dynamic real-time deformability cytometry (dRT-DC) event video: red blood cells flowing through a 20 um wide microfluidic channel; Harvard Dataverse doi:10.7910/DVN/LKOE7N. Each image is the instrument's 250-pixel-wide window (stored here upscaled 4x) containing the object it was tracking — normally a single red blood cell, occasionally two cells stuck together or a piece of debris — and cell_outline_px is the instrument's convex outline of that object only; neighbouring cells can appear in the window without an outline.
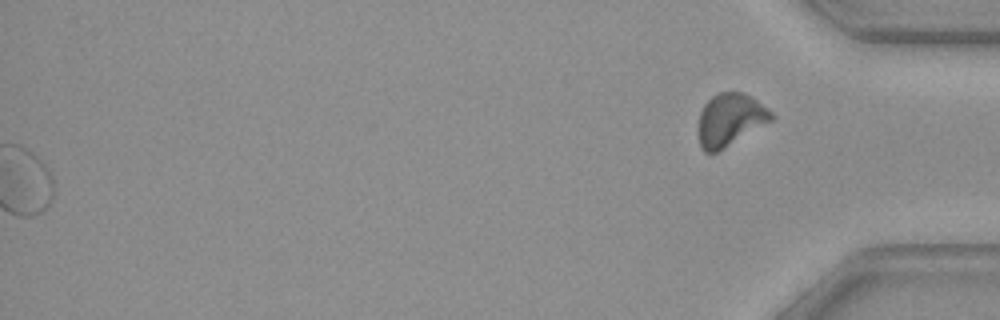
{"species": "common noctule bat (a hibernating species)", "species_latin": "Nyctalus noctula", "temperature_condition": "warm", "stored_images_in_passage": 39, "camera_frame_rate_fps": 3000, "um_per_image_px": 0.085, "animal": {"sex": "female", "body_mass_g": 29.2, "forearm_length_mm": 56.3}, "frame": {"image": 1, "passage_image": 39, "time_ms": 12.667, "image_size_px": [1000, 320], "cell_outline_px": [[772, 120], [716, 152], [704, 152], [700, 144], [696, 132], [700, 112], [704, 104], [716, 92], [740, 92], [752, 96], [768, 108], [772, 112]], "centroid_in_image_um": [62.01, 10.15], "position_along_channel_um": 373.2, "area_um2": 22.25}}